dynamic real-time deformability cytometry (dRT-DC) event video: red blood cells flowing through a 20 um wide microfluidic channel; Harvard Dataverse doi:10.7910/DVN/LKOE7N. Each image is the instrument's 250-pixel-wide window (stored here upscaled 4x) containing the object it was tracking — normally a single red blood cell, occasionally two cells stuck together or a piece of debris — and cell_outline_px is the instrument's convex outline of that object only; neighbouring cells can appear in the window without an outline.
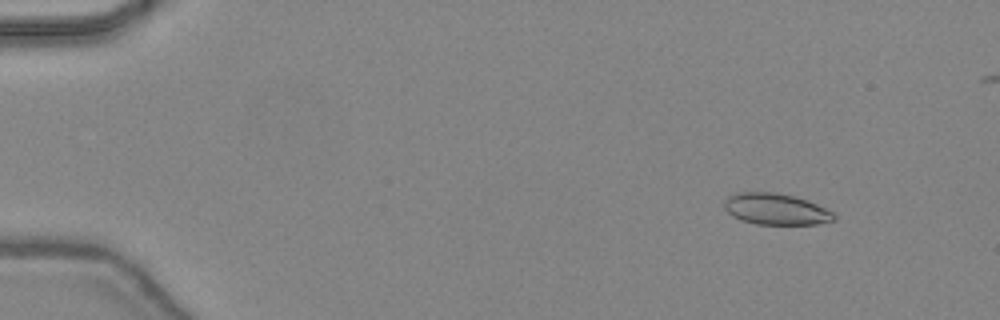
{"species": "common noctule bat (a hibernating species)", "species_latin": "Nyctalus noctula", "temperature_condition": "warm", "stored_images_in_passage": 45, "camera_frame_rate_fps": 3000, "um_per_image_px": 0.085, "animal": {"sex": "female", "body_mass_g": 24.6, "forearm_length_mm": 56.2}, "frame": {"image": 1, "passage_image": 4, "time_ms": 1.0, "image_size_px": [1000, 320], "cell_outline_px": [[836, 220], [816, 224], [756, 224], [740, 220], [732, 216], [724, 208], [724, 200], [728, 196], [736, 192], [776, 192], [792, 196], [816, 204], [832, 212], [836, 216]], "centroid_in_image_um": [65.9, 17.77], "position_along_channel_um": 19.1, "area_um2": 19.94}}
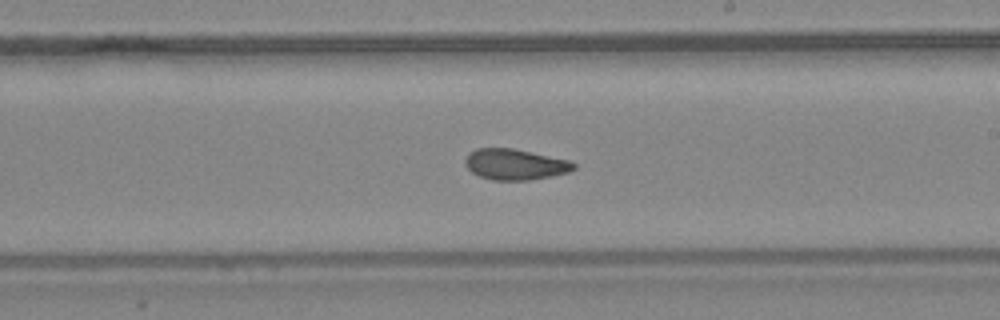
{"frame": {"image": 2, "passage_image": 27, "time_ms": 8.667, "image_size_px": [1000, 320], "cell_outline_px": [[576, 168], [568, 172], [552, 176], [528, 180], [492, 180], [480, 176], [472, 172], [464, 164], [464, 160], [468, 152], [476, 148], [512, 148], [568, 160], [576, 164]], "centroid_in_image_um": [43.75, 13.97], "position_along_channel_um": 245.3, "area_um2": 19.48}}
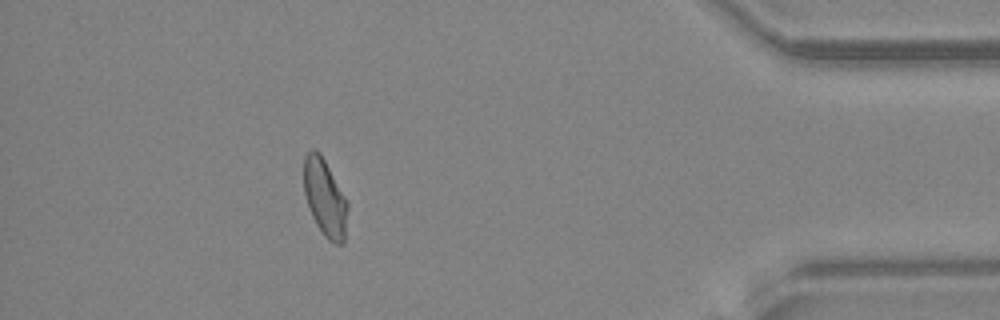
{"frame": {"image": 3, "passage_image": 41, "time_ms": 13.333, "image_size_px": [1000, 320], "cell_outline_px": [[348, 208], [344, 244], [336, 244], [328, 240], [324, 236], [316, 224], [308, 208], [304, 192], [304, 156], [312, 148], [316, 148], [320, 152], [344, 196], [348, 204]], "centroid_in_image_um": [27.6, 16.82], "position_along_channel_um": 407.6, "area_um2": 19.71}, "authors_computed_cell_mechanics": {"area_um2": 19.9988, "velocity_mm_per_s": 4.4626, "shape_relaxation_time_tau1_ms": null, "shape_relaxation_time_tau2_ms": 1.9725, "deformation_change_tau1": null, "deformation_change_tau2": 0.0856}}